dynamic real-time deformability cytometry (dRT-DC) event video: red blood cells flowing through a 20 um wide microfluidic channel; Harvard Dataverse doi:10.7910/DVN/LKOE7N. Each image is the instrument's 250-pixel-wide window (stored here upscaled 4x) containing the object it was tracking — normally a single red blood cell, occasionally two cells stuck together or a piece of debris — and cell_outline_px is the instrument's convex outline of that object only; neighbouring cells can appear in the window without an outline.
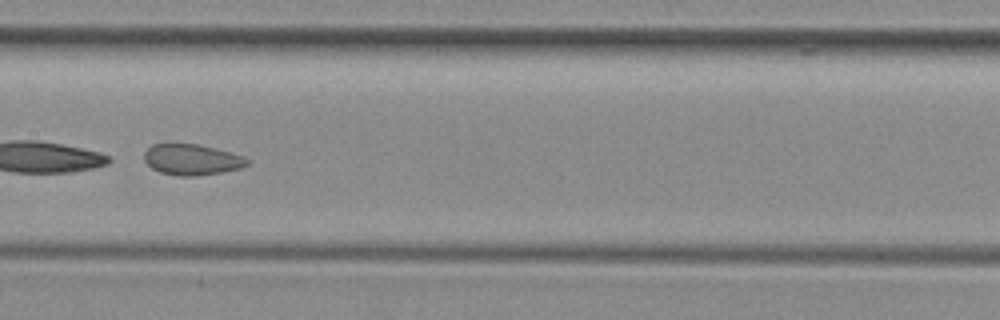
{"species": "common noctule bat (a hibernating species)", "species_latin": "Nyctalus noctula", "temperature_condition": "room temperature", "stored_images_in_passage": 36, "camera_frame_rate_fps": 3000, "um_per_image_px": 0.085, "animal": {"sex": "female", "body_mass_g": 29.2, "forearm_length_mm": 56.3}, "frame": {"image": 1, "passage_image": 11, "time_ms": 3.333, "image_size_px": [1000, 320], "cell_outline_px": [[248, 164], [240, 168], [220, 172], [196, 176], [180, 176], [160, 172], [152, 168], [144, 160], [144, 152], [152, 144], [196, 144], [216, 148], [232, 152], [244, 156], [248, 160]], "centroid_in_image_um": [16.3, 13.56], "position_along_channel_um": 191.1, "area_um2": 18.44}, "authors_computed_cell_mechanics": {"area_um2": 20.0277, "velocity_mm_per_s": 3.9259, "shape_relaxation_time_tau1_ms": 0.1264, "shape_relaxation_time_tau2_ms": 1.0331, "deformation_change_tau1": 0.2295, "deformation_change_tau2": 0.059}}